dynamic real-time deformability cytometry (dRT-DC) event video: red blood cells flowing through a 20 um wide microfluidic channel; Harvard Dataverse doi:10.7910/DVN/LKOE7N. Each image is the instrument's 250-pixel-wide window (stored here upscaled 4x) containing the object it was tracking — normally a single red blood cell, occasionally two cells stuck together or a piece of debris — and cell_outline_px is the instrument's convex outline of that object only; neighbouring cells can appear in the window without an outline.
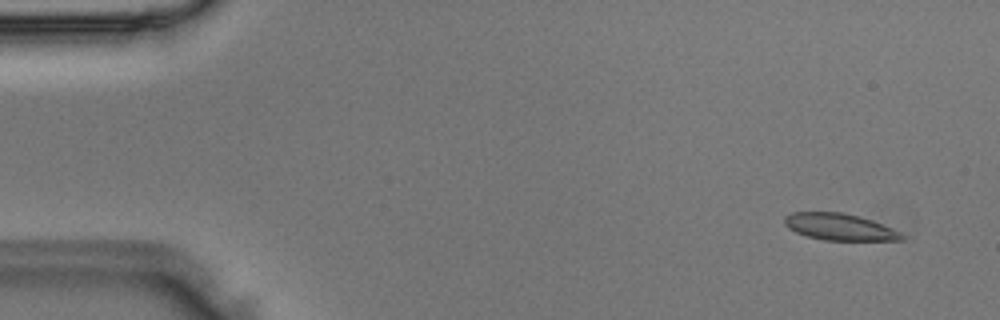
{"species": "Egyptian fruit bat (a non-hibernating species)", "species_latin": "Rousettus aegyptiacus", "temperature_condition": "room temperature", "stored_images_in_passage": 48, "camera_frame_rate_fps": 3000, "um_per_image_px": 0.085, "animal": {"sex": "male"}, "frame": {"image": 1, "passage_image": 3, "time_ms": 0.667, "image_size_px": [1000, 320], "cell_outline_px": [[908, 236], [904, 240], [824, 240], [808, 236], [796, 232], [788, 228], [784, 224], [784, 216], [792, 212], [844, 212], [860, 216], [872, 220], [892, 228]], "centroid_in_image_um": [71.39, 19.28], "position_along_channel_um": 13.6, "area_um2": 18.38}}
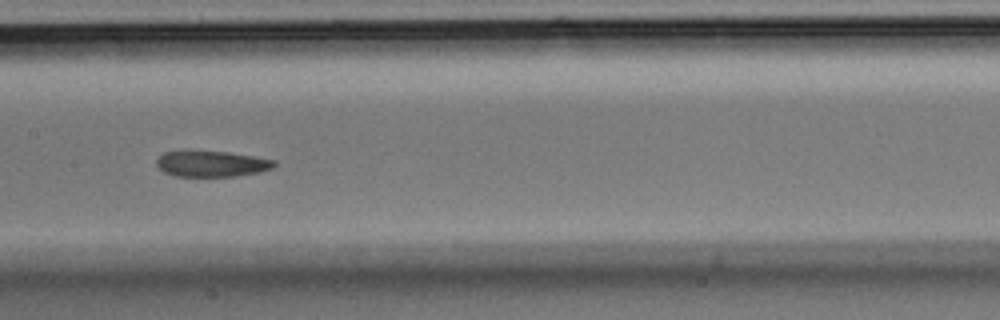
{"frame": {"image": 2, "passage_image": 24, "time_ms": 7.667, "image_size_px": [1000, 320], "cell_outline_px": [[276, 164], [272, 168], [260, 172], [236, 176], [176, 176], [164, 172], [156, 164], [156, 160], [164, 152], [228, 152], [276, 160]], "centroid_in_image_um": [18.02, 13.94], "position_along_channel_um": 189.4, "area_um2": 17.4}}
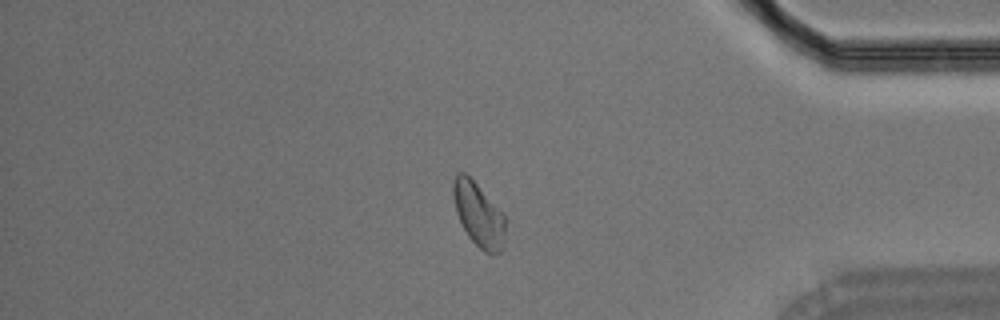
{"frame": {"image": 3, "passage_image": 41, "time_ms": 13.333, "image_size_px": [1000, 320], "cell_outline_px": [[504, 240], [500, 252], [484, 252], [468, 236], [456, 212], [452, 192], [452, 180], [456, 172], [464, 172], [476, 184], [504, 216]], "centroid_in_image_um": [40.62, 18.21], "position_along_channel_um": 394.6, "area_um2": 18.79}}